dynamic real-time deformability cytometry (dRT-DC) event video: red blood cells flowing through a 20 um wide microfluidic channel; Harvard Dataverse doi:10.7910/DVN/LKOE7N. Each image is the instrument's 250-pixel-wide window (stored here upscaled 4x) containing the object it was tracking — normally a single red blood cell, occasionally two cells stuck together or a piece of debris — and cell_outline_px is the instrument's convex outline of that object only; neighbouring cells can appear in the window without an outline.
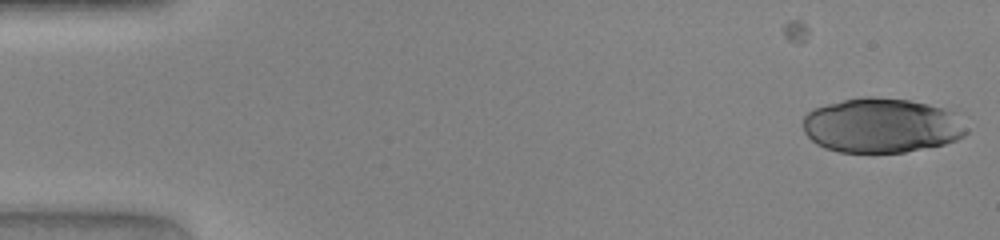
{"species": "human", "species_latin": "Homo sapiens", "temperature_condition": "warm", "stored_images_in_passage": 3, "camera_frame_rate_fps": 3000, "um_per_image_px": 0.085, "donor": {"sex": "female"}, "frame": {"image": 1, "passage_image": 3, "time_ms": 0.667, "image_size_px": [1000, 240], "cell_outline_px": [[968, 132], [964, 136], [956, 140], [944, 144], [904, 152], [840, 152], [824, 148], [816, 144], [804, 132], [804, 116], [812, 108], [860, 96], [872, 96], [908, 100], [928, 104], [944, 108], [952, 112], [968, 128]], "centroid_in_image_um": [74.92, 10.66], "position_along_channel_um": 10.1, "area_um2": 52.08}}